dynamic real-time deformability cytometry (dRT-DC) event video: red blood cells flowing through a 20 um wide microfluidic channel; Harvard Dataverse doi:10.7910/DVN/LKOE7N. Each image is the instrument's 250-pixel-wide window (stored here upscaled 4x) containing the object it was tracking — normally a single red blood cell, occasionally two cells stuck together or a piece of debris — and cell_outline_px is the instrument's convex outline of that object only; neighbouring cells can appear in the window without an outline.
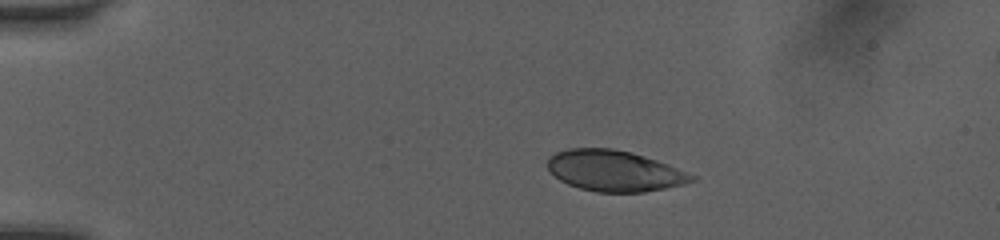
{"species": "human", "species_latin": "Homo sapiens", "temperature_condition": "room temperature", "stored_images_in_passage": 5, "camera_frame_rate_fps": 3000, "um_per_image_px": 0.085, "donor": {"sex": "female"}, "frame": {"image": 1, "passage_image": 1, "time_ms": 0.0, "image_size_px": [1000, 240], "cell_outline_px": [[696, 180], [684, 184], [644, 192], [596, 192], [580, 188], [568, 184], [560, 180], [548, 168], [548, 160], [556, 152], [568, 148], [612, 148], [632, 152], [668, 164], [696, 176]], "centroid_in_image_um": [52.24, 14.52], "position_along_channel_um": 32.8, "area_um2": 34.16}}
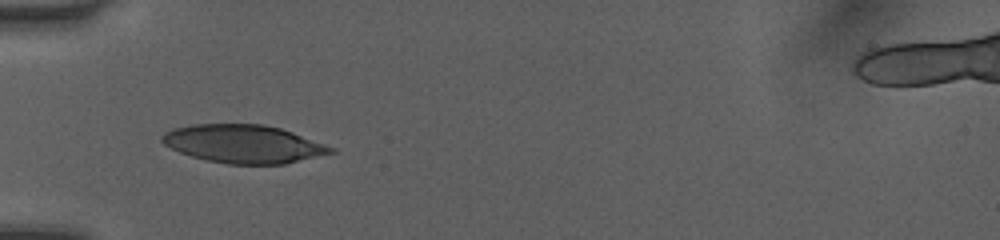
{"frame": {"image": 2, "passage_image": 4, "time_ms": 1.0, "image_size_px": [1000, 240], "cell_outline_px": [[336, 152], [284, 164], [228, 164], [208, 160], [192, 156], [180, 152], [164, 144], [160, 140], [160, 136], [164, 132], [172, 128], [192, 124], [264, 124], [280, 128], [292, 132], [336, 148]], "centroid_in_image_um": [20.69, 12.22], "position_along_channel_um": 64.3, "area_um2": 37.51}}